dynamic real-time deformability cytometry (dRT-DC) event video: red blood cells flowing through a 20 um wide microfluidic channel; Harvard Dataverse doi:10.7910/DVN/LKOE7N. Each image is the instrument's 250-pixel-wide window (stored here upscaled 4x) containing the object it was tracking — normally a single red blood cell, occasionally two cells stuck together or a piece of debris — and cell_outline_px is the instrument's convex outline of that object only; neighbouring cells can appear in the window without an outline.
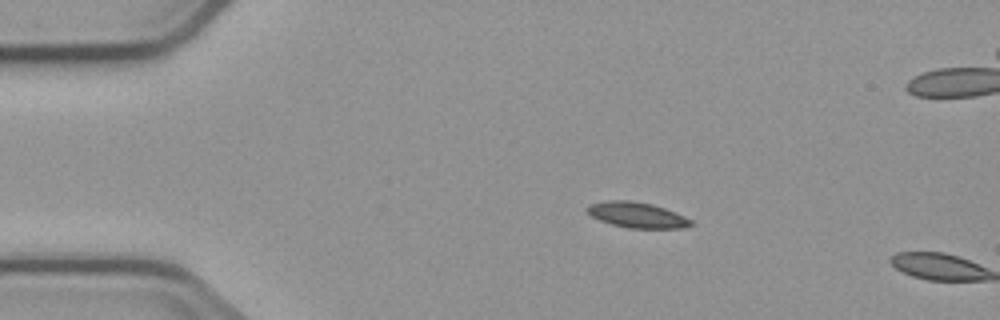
{"species": "common noctule bat (a hibernating species)", "species_latin": "Nyctalus noctula", "temperature_condition": "cold", "stored_images_in_passage": 2, "camera_frame_rate_fps": 3000, "um_per_image_px": 0.085, "animal": {"sex": "male", "body_mass_g": 23.1, "forearm_length_mm": 52.7}, "frame": {"image": 1, "passage_image": 1, "time_ms": 0.0, "image_size_px": [1000, 320], "cell_outline_px": [[696, 224], [680, 228], [628, 228], [612, 224], [600, 220], [592, 216], [588, 212], [588, 204], [604, 200], [632, 200], [652, 204], [676, 212], [692, 220]], "centroid_in_image_um": [54.17, 18.26], "position_along_channel_um": 30.8, "area_um2": 15.49}}